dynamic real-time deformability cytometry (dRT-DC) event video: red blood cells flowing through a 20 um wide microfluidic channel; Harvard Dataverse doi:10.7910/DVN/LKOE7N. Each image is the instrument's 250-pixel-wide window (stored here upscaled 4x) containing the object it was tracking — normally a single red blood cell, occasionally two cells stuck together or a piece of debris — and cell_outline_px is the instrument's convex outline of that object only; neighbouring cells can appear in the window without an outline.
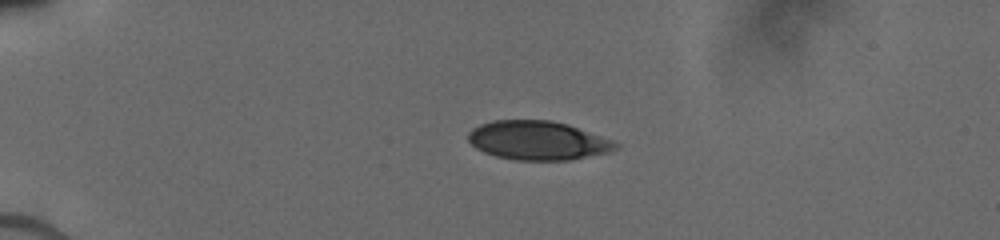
{"species": "human", "species_latin": "Homo sapiens", "temperature_condition": "cold", "stored_images_in_passage": 21, "camera_frame_rate_fps": 3000, "um_per_image_px": 0.085, "donor": {"sex": "male"}, "frame": {"image": 1, "passage_image": 1, "time_ms": 0.0, "image_size_px": [1000, 240], "cell_outline_px": [[620, 148], [608, 152], [568, 160], [516, 160], [496, 156], [484, 152], [476, 148], [468, 140], [468, 132], [472, 128], [480, 124], [492, 120], [552, 120], [568, 124], [612, 140], [620, 144]], "centroid_in_image_um": [45.71, 11.93], "position_along_channel_um": 39.3, "area_um2": 33.47}}
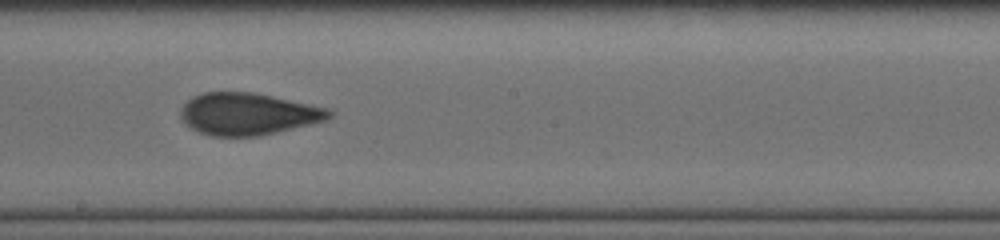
{"frame": {"image": 2, "passage_image": 10, "time_ms": 6.0, "image_size_px": [1000, 240], "cell_outline_px": [[336, 112], [328, 120], [260, 136], [212, 136], [200, 132], [192, 128], [180, 116], [180, 108], [192, 96], [204, 92], [256, 92], [328, 108]], "centroid_in_image_um": [21.12, 9.68], "position_along_channel_um": 227.1, "area_um2": 36.53}}
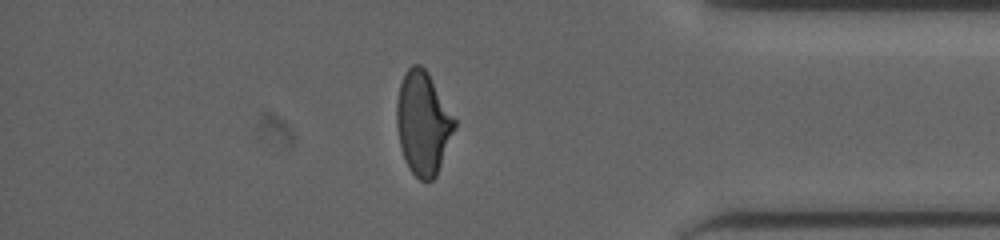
{"frame": {"image": 3, "passage_image": 18, "time_ms": 10.667, "image_size_px": [1000, 240], "cell_outline_px": [[456, 128], [436, 176], [432, 180], [420, 180], [408, 168], [404, 160], [400, 148], [396, 124], [396, 104], [400, 84], [404, 72], [412, 64], [420, 64], [428, 72], [456, 120]], "centroid_in_image_um": [35.94, 10.46], "position_along_channel_um": 399.3, "area_um2": 34.97}}